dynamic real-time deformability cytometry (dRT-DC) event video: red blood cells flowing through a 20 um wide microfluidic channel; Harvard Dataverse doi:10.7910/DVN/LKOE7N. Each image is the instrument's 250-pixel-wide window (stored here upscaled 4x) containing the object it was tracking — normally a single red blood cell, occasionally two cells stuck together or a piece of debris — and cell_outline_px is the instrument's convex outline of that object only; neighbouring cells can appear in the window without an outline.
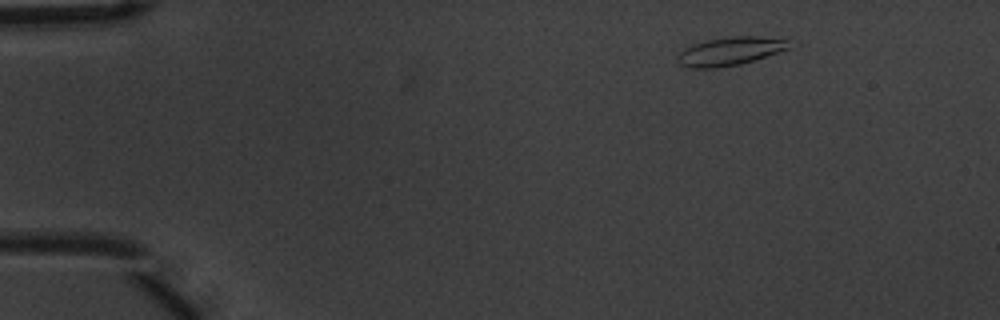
{"species": "common noctule bat (a hibernating species)", "species_latin": "Nyctalus noctula", "temperature_condition": "warm", "stored_images_in_passage": 4, "camera_frame_rate_fps": 3000, "um_per_image_px": 0.085, "animal": {"sex": "male", "body_mass_g": 20.1, "forearm_length_mm": 53.5}, "frame": {"image": 1, "passage_image": 1, "time_ms": 0.0, "image_size_px": [1000, 320], "cell_outline_px": [[792, 48], [740, 64], [716, 68], [688, 68], [680, 64], [676, 56], [680, 52], [692, 44], [708, 40], [732, 36], [760, 36], [784, 40]], "centroid_in_image_um": [62.02, 4.36], "position_along_channel_um": 23.0, "area_um2": 18.21}}
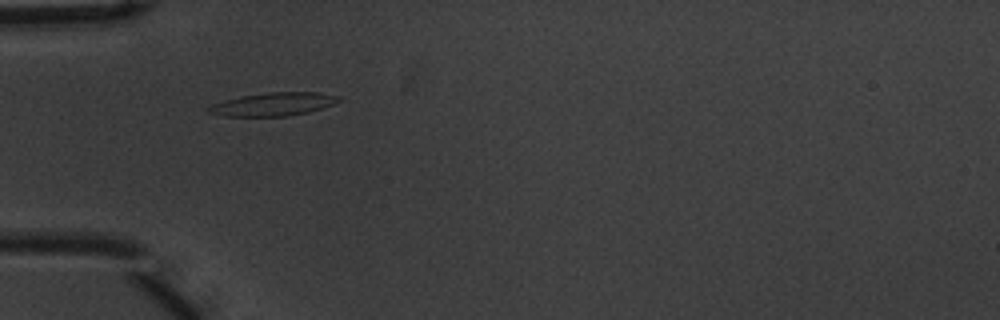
{"frame": {"image": 2, "passage_image": 3, "time_ms": 0.667, "image_size_px": [1000, 320], "cell_outline_px": [[344, 100], [308, 112], [288, 116], [228, 116], [208, 112], [208, 108], [212, 104], [224, 100], [240, 96], [268, 92], [320, 92], [336, 96]], "centroid_in_image_um": [23.24, 8.85], "position_along_channel_um": 61.8, "area_um2": 17.46}}